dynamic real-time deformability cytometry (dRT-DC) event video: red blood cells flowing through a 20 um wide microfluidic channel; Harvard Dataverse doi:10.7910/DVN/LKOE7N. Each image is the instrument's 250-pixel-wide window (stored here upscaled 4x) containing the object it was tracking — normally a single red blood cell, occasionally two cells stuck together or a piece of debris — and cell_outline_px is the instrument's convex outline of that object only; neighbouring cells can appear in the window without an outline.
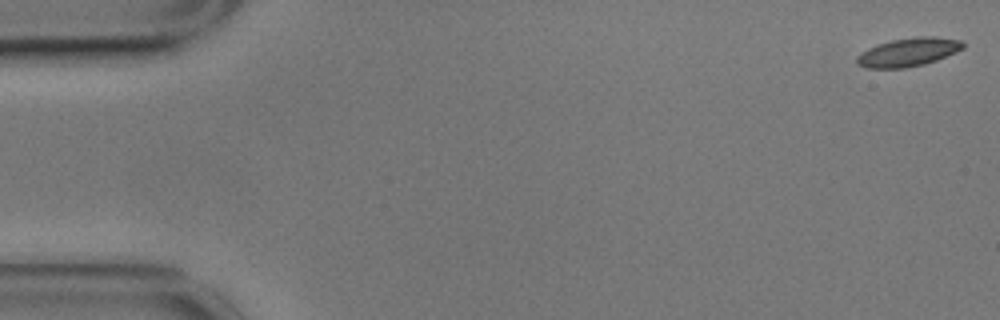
{"species": "common noctule bat (a hibernating species)", "species_latin": "Nyctalus noctula", "temperature_condition": "cold", "stored_images_in_passage": 57, "camera_frame_rate_fps": 3000, "um_per_image_px": 0.085, "animal": {"sex": "male", "body_mass_g": 17.9}, "frame": {"image": 1, "passage_image": 1, "time_ms": 0.0, "image_size_px": [1000, 320], "cell_outline_px": [[964, 48], [956, 52], [936, 60], [924, 64], [904, 68], [864, 68], [856, 64], [856, 56], [860, 52], [876, 44], [892, 40], [916, 36], [936, 36], [960, 40], [964, 44]], "centroid_in_image_um": [77.17, 4.43], "position_along_channel_um": 7.8, "area_um2": 17.8}}
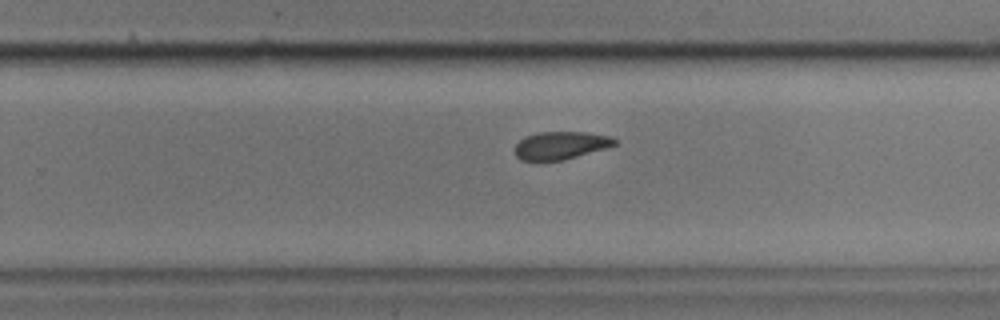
{"frame": {"image": 2, "passage_image": 36, "time_ms": 11.667, "image_size_px": [1000, 320], "cell_outline_px": [[616, 144], [608, 148], [564, 160], [520, 160], [516, 156], [516, 144], [524, 136], [536, 132], [584, 132], [612, 136], [616, 140]], "centroid_in_image_um": [47.68, 12.35], "position_along_channel_um": 282.1, "area_um2": 16.24}}
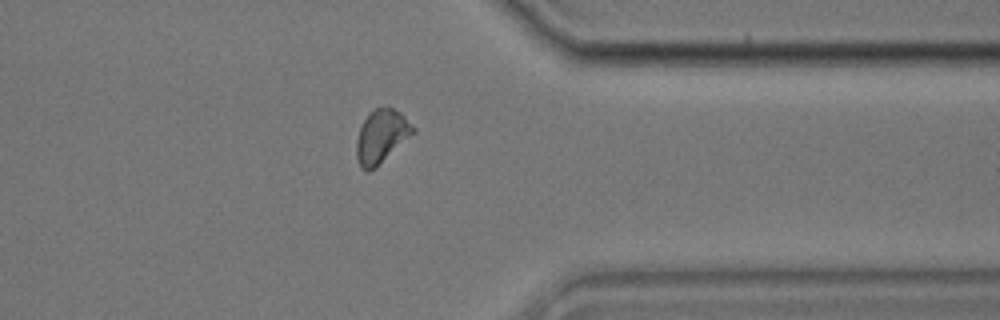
{"frame": {"image": 3, "passage_image": 45, "time_ms": 14.667, "image_size_px": [1000, 320], "cell_outline_px": [[416, 132], [376, 168], [368, 172], [360, 168], [356, 156], [356, 140], [360, 128], [364, 120], [376, 108], [388, 104], [400, 112], [416, 128]], "centroid_in_image_um": [32.44, 11.6], "position_along_channel_um": 379.0, "area_um2": 17.92}, "authors_computed_cell_mechanics": {"area_um2": 17.34, "velocity_mm_per_s": 3.4904, "shape_relaxation_time_tau1_ms": 4.555, "shape_relaxation_time_tau2_ms": 4.6451, "deformation_change_tau1": 0.1025, "deformation_change_tau2": 0.0947}}